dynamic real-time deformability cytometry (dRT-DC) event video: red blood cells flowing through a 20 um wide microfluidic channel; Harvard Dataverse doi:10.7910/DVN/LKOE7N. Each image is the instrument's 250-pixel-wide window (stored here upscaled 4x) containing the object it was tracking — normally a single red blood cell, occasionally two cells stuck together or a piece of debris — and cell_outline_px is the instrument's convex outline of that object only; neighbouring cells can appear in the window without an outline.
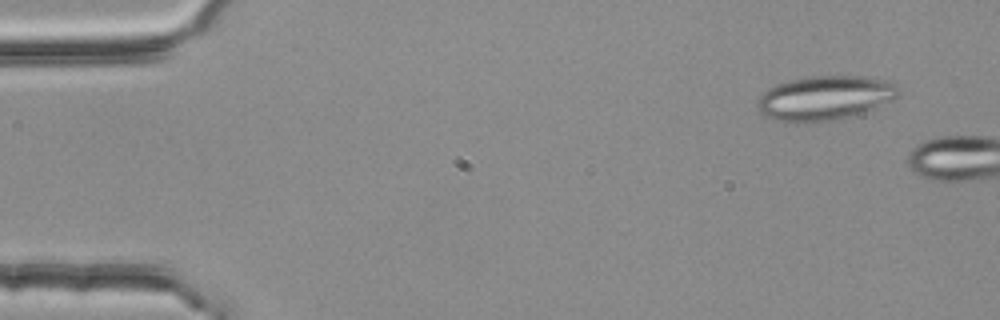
{"species": "common noctule bat (a hibernating species)", "species_latin": "Nyctalus noctula", "temperature_condition": "room temperature", "stored_images_in_passage": 3, "camera_frame_rate_fps": 3000, "um_per_image_px": 0.085, "animal": {"sex": "female", "body_mass_g": 25.1}, "frame": {"image": 1, "passage_image": 2, "time_ms": 0.333, "image_size_px": [1000, 320], "cell_outline_px": [[900, 96], [892, 100], [852, 116], [828, 120], [780, 120], [764, 116], [760, 112], [756, 104], [760, 96], [768, 88], [788, 80], [812, 76], [868, 76], [892, 80], [900, 92]], "centroid_in_image_um": [70.16, 8.28], "position_along_channel_um": 14.8, "area_um2": 35.89}}